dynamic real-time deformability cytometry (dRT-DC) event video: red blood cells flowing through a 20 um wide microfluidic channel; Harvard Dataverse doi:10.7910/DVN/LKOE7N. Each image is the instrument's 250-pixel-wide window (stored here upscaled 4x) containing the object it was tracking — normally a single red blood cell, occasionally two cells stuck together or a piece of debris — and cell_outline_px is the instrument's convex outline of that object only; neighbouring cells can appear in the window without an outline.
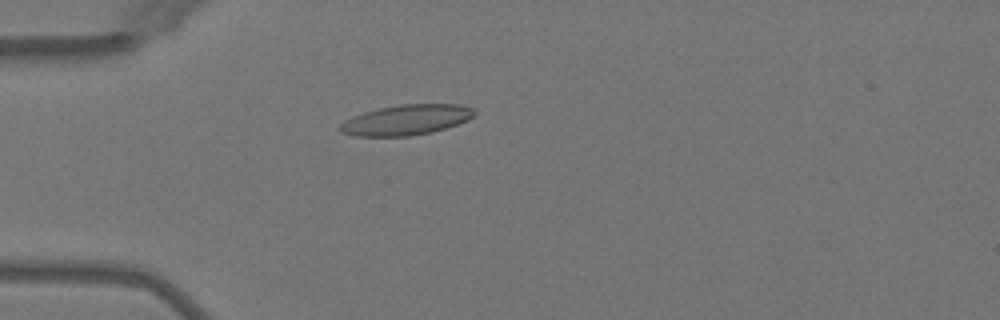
{"species": "Egyptian fruit bat (a non-hibernating species)", "species_latin": "Rousettus aegyptiacus", "temperature_condition": "warm", "stored_images_in_passage": 37, "camera_frame_rate_fps": 3000, "um_per_image_px": 0.085, "animal": {"sex": "female"}, "frame": {"image": 1, "passage_image": 1, "time_ms": 0.0, "image_size_px": [1000, 320], "cell_outline_px": [[476, 112], [468, 120], [432, 132], [408, 136], [356, 136], [340, 132], [340, 124], [344, 120], [352, 116], [364, 112], [380, 108], [400, 104], [460, 104], [472, 108]], "centroid_in_image_um": [34.51, 10.19], "position_along_channel_um": 50.5, "area_um2": 23.58}}
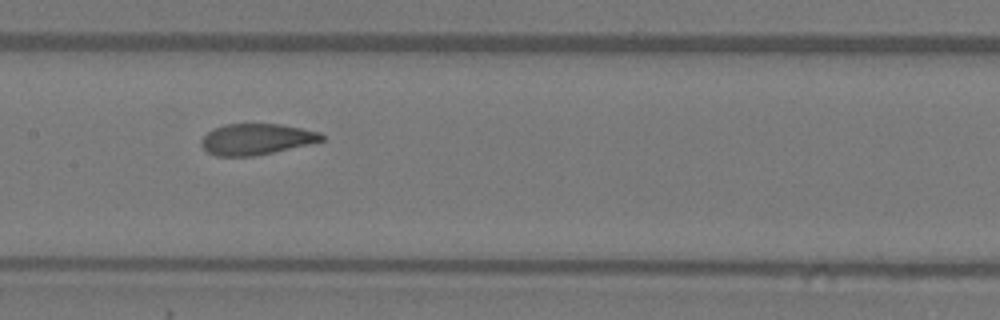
{"frame": {"image": 2, "passage_image": 12, "time_ms": 3.667, "image_size_px": [1000, 320], "cell_outline_px": [[324, 140], [308, 144], [256, 156], [216, 156], [208, 152], [200, 144], [200, 140], [208, 132], [224, 124], [280, 124], [320, 132], [324, 136]], "centroid_in_image_um": [21.78, 11.83], "position_along_channel_um": 185.6, "area_um2": 21.62}}
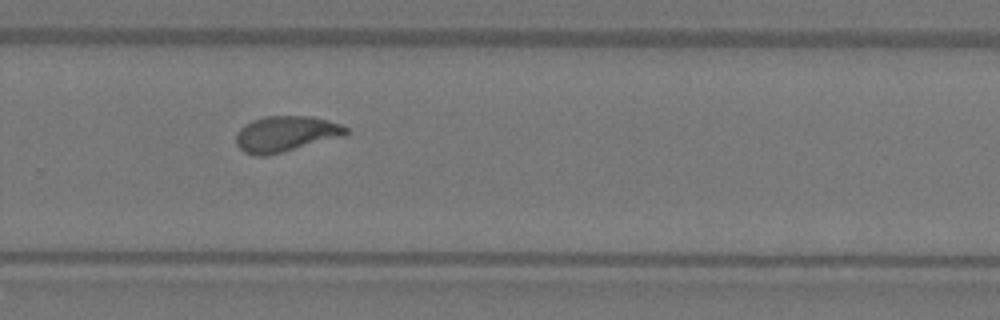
{"frame": {"image": 3, "passage_image": 21, "time_ms": 6.667, "image_size_px": [1000, 320], "cell_outline_px": [[348, 136], [268, 156], [256, 156], [244, 152], [236, 144], [236, 132], [244, 124], [252, 120], [264, 116], [312, 116], [328, 120], [340, 124], [348, 128]], "centroid_in_image_um": [24.32, 11.39], "position_along_channel_um": 305.5, "area_um2": 23.41}, "authors_computed_cell_mechanics": {"area_um2": 22.4842, "velocity_mm_per_s": 4.0444, "shape_relaxation_time_tau1_ms": 6.595, "shape_relaxation_time_tau2_ms": 1.1828, "deformation_change_tau1": 0.2017, "deformation_change_tau2": 0.0828}}